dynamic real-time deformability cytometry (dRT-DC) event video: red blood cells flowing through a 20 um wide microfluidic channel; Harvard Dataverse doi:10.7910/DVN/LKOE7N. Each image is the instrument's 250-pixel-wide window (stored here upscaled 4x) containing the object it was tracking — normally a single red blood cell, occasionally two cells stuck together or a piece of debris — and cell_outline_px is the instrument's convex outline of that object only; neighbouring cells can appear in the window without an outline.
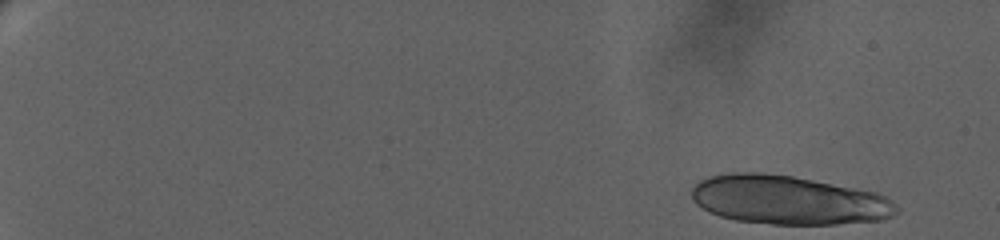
{"species": "human", "species_latin": "Homo sapiens", "temperature_condition": "warm", "stored_images_in_passage": 27, "camera_frame_rate_fps": 3000, "um_per_image_px": 0.085, "donor": {"sex": "female"}, "frame": {"image": 1, "passage_image": 1, "time_ms": 0.0, "image_size_px": [1000, 240], "cell_outline_px": [[900, 212], [884, 220], [836, 224], [772, 224], [736, 220], [720, 216], [696, 204], [692, 200], [692, 188], [700, 180], [708, 176], [732, 172], [760, 172], [792, 176], [876, 192], [892, 200], [900, 208]], "centroid_in_image_um": [67.04, 17.0], "position_along_channel_um": 18.0, "area_um2": 58.49}}
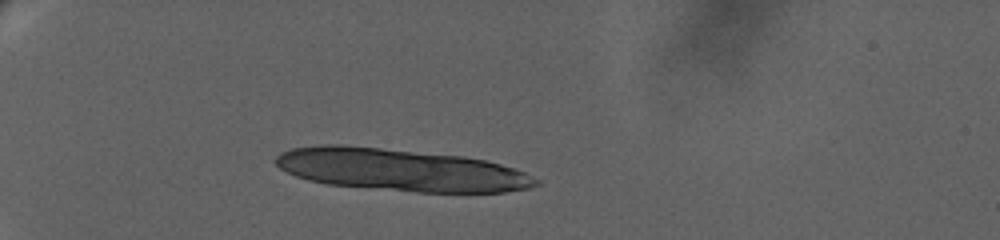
{"frame": {"image": 2, "passage_image": 20, "time_ms": 5.667, "image_size_px": [1000, 240], "cell_outline_px": [[540, 184], [528, 188], [504, 192], [416, 192], [328, 184], [308, 180], [296, 176], [280, 168], [272, 160], [280, 152], [292, 148], [324, 144], [340, 144], [464, 156], [484, 160], [516, 168], [540, 180]], "centroid_in_image_um": [34.05, 14.43], "position_along_channel_um": 51.0, "area_um2": 64.04}}